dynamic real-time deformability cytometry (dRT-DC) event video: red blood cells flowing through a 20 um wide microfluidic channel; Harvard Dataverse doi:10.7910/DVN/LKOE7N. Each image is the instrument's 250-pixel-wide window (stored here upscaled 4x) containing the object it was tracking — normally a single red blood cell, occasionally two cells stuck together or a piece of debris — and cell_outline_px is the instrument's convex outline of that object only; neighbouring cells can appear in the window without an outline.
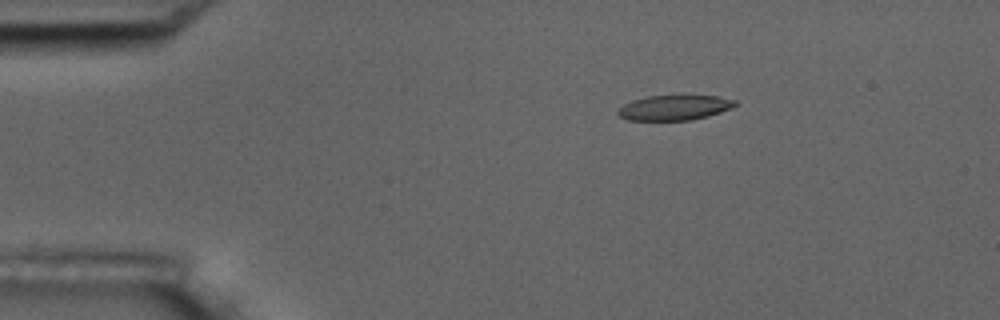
{"species": "common noctule bat (a hibernating species)", "species_latin": "Nyctalus noctula", "temperature_condition": "room temperature", "stored_images_in_passage": 5, "camera_frame_rate_fps": 3000, "um_per_image_px": 0.085, "animal": {"sex": "male", "body_mass_g": 17.5, "forearm_length_mm": 52.3}, "frame": {"image": 1, "passage_image": 3, "time_ms": 0.667, "image_size_px": [1000, 320], "cell_outline_px": [[736, 104], [732, 108], [708, 116], [692, 120], [628, 120], [620, 116], [616, 112], [624, 104], [632, 100], [648, 96], [720, 96], [736, 100]], "centroid_in_image_um": [57.34, 9.15], "position_along_channel_um": 27.7, "area_um2": 16.99}}